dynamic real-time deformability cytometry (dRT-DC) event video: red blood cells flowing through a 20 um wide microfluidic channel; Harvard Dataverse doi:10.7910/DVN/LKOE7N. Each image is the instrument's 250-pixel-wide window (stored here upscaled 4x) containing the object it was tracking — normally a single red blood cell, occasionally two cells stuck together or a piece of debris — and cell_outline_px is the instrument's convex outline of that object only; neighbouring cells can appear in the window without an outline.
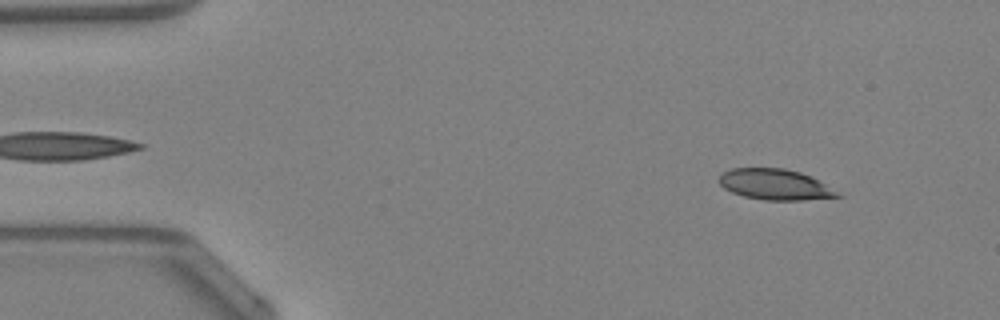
{"species": "Egyptian fruit bat (a non-hibernating species)", "species_latin": "Rousettus aegyptiacus", "temperature_condition": "warm", "stored_images_in_passage": 47, "camera_frame_rate_fps": 3000, "um_per_image_px": 0.085, "animal": {"sex": "female"}, "frame": {"image": 1, "passage_image": 5, "time_ms": 1.333, "image_size_px": [1000, 320], "cell_outline_px": [[844, 196], [804, 200], [764, 200], [744, 196], [732, 192], [724, 188], [720, 184], [720, 176], [724, 172], [732, 168], [784, 168], [800, 172], [824, 184]], "centroid_in_image_um": [65.86, 15.68], "position_along_channel_um": 19.1, "area_um2": 20.87}}
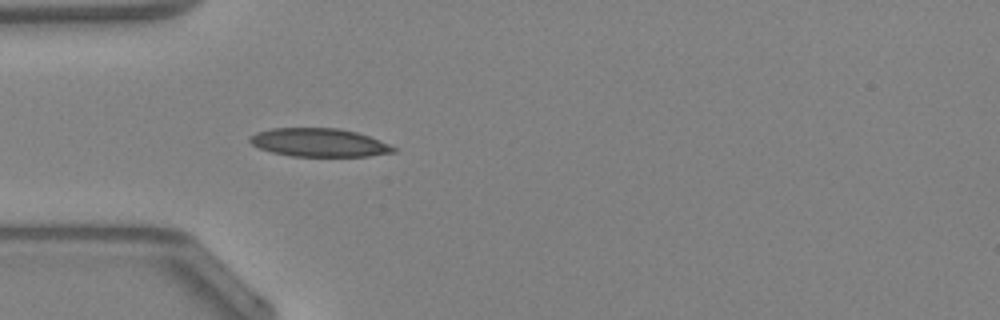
{"frame": {"image": 2, "passage_image": 14, "time_ms": 4.333, "image_size_px": [1000, 320], "cell_outline_px": [[396, 152], [368, 156], [292, 156], [272, 152], [260, 148], [252, 144], [248, 140], [248, 136], [256, 132], [272, 128], [336, 128], [356, 132], [380, 140], [396, 148]], "centroid_in_image_um": [27.1, 12.11], "position_along_channel_um": 57.9, "area_um2": 23.64}}
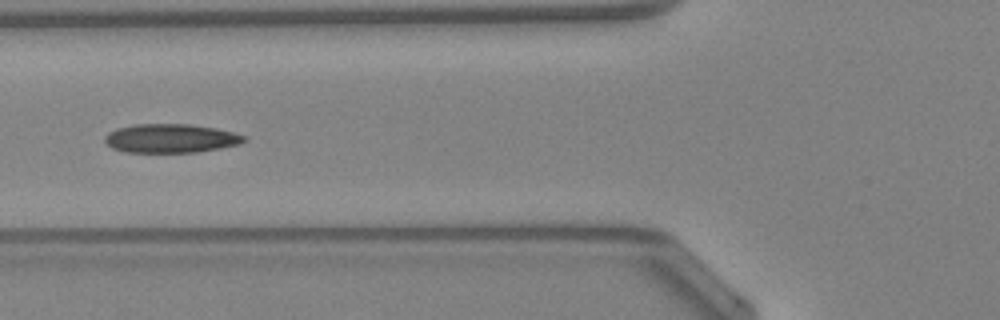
{"frame": {"image": 3, "passage_image": 18, "time_ms": 5.667, "image_size_px": [1000, 320], "cell_outline_px": [[248, 140], [240, 144], [220, 148], [196, 152], [124, 152], [112, 148], [104, 140], [104, 136], [108, 132], [116, 128], [136, 124], [188, 124], [216, 128], [248, 136]], "centroid_in_image_um": [14.52, 11.76], "position_along_channel_um": 111.3, "area_um2": 23.52}, "authors_computed_cell_mechanics": {"area_um2": 22.7154, "velocity_mm_per_s": 4.2884, "shape_relaxation_time_tau1_ms": null, "shape_relaxation_time_tau2_ms": 3.0535, "deformation_change_tau1": null, "deformation_change_tau2": 0.1081}}